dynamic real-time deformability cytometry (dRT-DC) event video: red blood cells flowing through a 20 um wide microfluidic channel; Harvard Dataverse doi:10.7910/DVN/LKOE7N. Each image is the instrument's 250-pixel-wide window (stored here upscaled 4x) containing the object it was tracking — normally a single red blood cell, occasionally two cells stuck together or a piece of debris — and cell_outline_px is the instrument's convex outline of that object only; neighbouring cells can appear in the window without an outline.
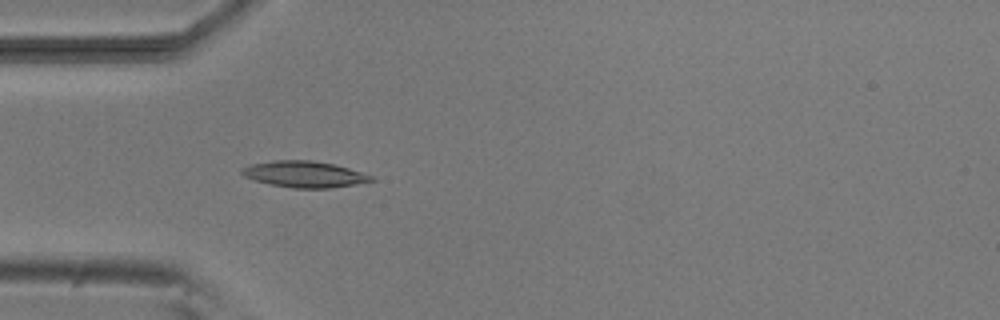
{"species": "common noctule bat (a hibernating species)", "species_latin": "Nyctalus noctula", "temperature_condition": "room temperature", "stored_images_in_passage": 5, "camera_frame_rate_fps": 3000, "um_per_image_px": 0.085, "animal": {"sex": "male", "body_mass_g": 20.5, "forearm_length_mm": 52.5}, "frame": {"image": 1, "passage_image": 5, "time_ms": 4.667, "image_size_px": [1000, 320], "cell_outline_px": [[376, 180], [356, 184], [332, 188], [292, 188], [272, 184], [256, 180], [244, 176], [240, 172], [244, 168], [252, 164], [272, 160], [312, 160], [332, 164], [348, 168], [376, 176]], "centroid_in_image_um": [25.94, 14.81], "position_along_channel_um": 59.1, "area_um2": 19.71}}